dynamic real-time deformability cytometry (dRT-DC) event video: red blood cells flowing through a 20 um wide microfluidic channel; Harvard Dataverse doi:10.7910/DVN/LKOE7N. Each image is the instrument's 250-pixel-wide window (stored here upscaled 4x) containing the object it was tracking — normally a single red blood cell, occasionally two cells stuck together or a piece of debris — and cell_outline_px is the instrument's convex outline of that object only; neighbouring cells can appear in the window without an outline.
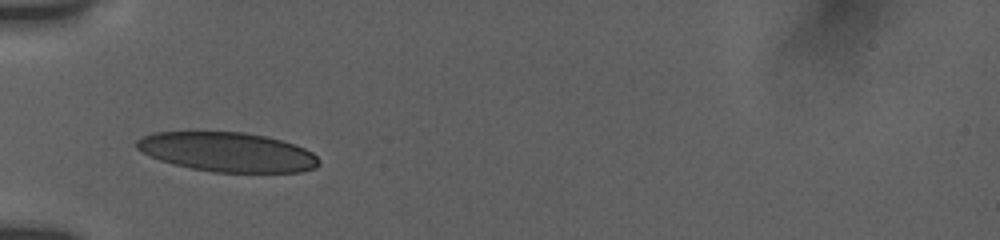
{"species": "human", "species_latin": "Homo sapiens", "temperature_condition": "room temperature", "stored_images_in_passage": 58, "camera_frame_rate_fps": 3000, "um_per_image_px": 0.085, "donor": {"sex": "female"}, "frame": {"image": 1, "passage_image": 1, "time_ms": 0.0, "image_size_px": [1000, 240], "cell_outline_px": [[320, 164], [316, 168], [300, 172], [212, 172], [192, 168], [160, 160], [136, 148], [136, 140], [152, 132], [244, 132], [268, 136], [296, 144], [312, 152], [320, 160]], "centroid_in_image_um": [19.38, 12.92], "position_along_channel_um": 65.6, "area_um2": 41.85}}
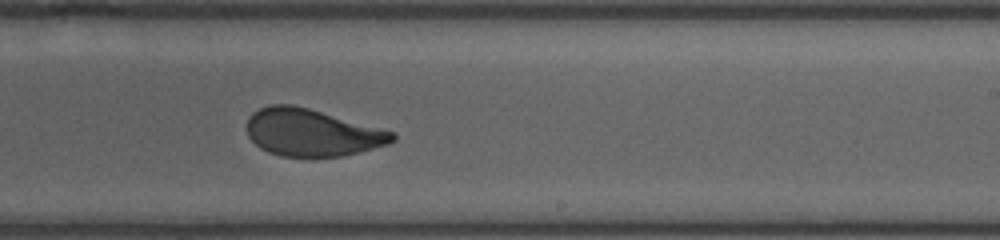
{"frame": {"image": 2, "passage_image": 29, "time_ms": 5.333, "image_size_px": [1000, 240], "cell_outline_px": [[396, 140], [388, 144], [340, 156], [280, 156], [268, 152], [260, 148], [248, 136], [248, 116], [252, 112], [260, 108], [272, 104], [292, 104], [308, 108], [396, 132]], "centroid_in_image_um": [26.5, 11.26], "position_along_channel_um": 262.5, "area_um2": 39.77}}
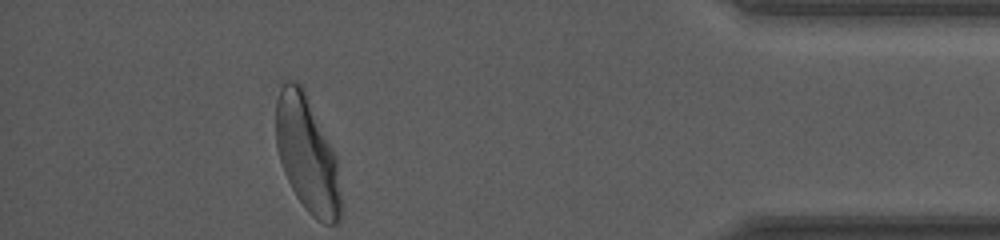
{"frame": {"image": 3, "passage_image": 57, "time_ms": 10.333, "image_size_px": [1000, 240], "cell_outline_px": [[340, 220], [336, 224], [324, 224], [316, 220], [308, 212], [296, 196], [284, 172], [280, 160], [276, 144], [276, 100], [280, 88], [284, 80], [292, 80], [300, 84], [304, 88], [308, 96], [336, 156], [340, 192]], "centroid_in_image_um": [26.09, 13.1], "position_along_channel_um": 409.1, "area_um2": 43.81}, "authors_computed_cell_mechanics": {"area_um2": 41.038, "velocity_mm_per_s": 3.7615, "shape_relaxation_time_tau1_ms": 4.2907, "shape_relaxation_time_tau2_ms": null, "deformation_change_tau1": 0.1557, "deformation_change_tau2": null}}